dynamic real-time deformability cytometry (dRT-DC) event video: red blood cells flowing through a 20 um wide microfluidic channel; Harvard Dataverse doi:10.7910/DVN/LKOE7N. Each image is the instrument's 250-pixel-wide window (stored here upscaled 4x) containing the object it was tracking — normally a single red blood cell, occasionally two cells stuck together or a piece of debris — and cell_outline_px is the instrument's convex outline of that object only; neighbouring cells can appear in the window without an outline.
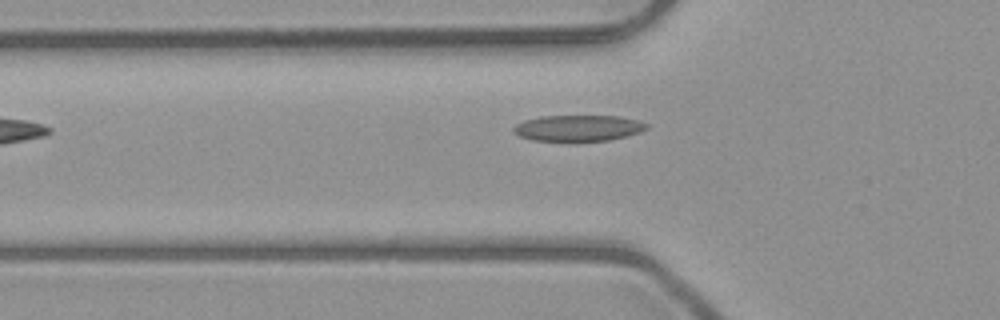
{"species": "common noctule bat (a hibernating species)", "species_latin": "Nyctalus noctula", "temperature_condition": "room temperature", "stored_images_in_passage": 6, "camera_frame_rate_fps": 3000, "um_per_image_px": 0.085, "animal": {"sex": "male", "body_mass_g": 23.1, "forearm_length_mm": 52.7}, "frame": {"image": 1, "passage_image": 5, "time_ms": 4.667, "image_size_px": [1000, 320], "cell_outline_px": [[648, 128], [640, 132], [608, 140], [576, 144], [572, 144], [532, 140], [520, 136], [512, 132], [512, 128], [516, 124], [524, 120], [540, 116], [620, 116], [640, 120], [648, 124]], "centroid_in_image_um": [49.11, 10.93], "position_along_channel_um": 76.7, "area_um2": 21.21}}
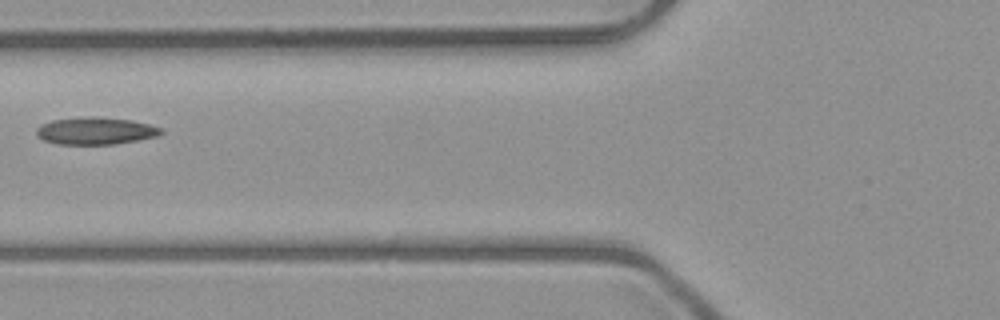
{"frame": {"image": 2, "passage_image": 6, "time_ms": 5.667, "image_size_px": [1000, 320], "cell_outline_px": [[164, 132], [160, 136], [116, 144], [56, 144], [44, 140], [36, 136], [36, 128], [40, 124], [52, 120], [88, 116], [96, 116], [132, 120], [164, 128]], "centroid_in_image_um": [8.14, 11.12], "position_along_channel_um": 117.7, "area_um2": 20.11}}